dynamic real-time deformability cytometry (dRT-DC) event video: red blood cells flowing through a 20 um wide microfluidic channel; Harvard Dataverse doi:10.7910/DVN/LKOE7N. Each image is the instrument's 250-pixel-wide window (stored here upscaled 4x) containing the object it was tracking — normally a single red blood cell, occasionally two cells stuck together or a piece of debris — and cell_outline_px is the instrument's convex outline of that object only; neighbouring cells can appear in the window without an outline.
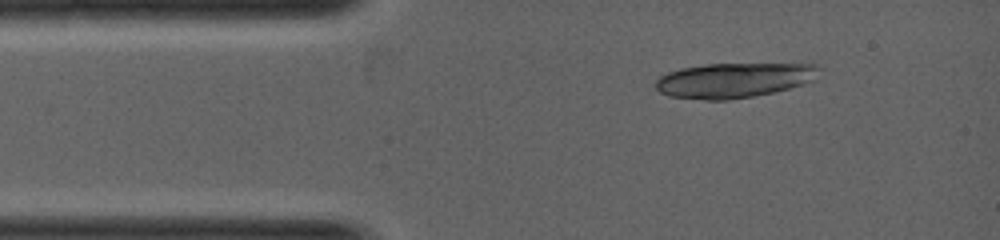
{"species": "common noctule bat (a hibernating species)", "species_latin": "Nyctalus noctula", "temperature_condition": "warm", "stored_images_in_passage": 2, "camera_frame_rate_fps": 5000, "um_per_image_px": 0.085, "animal": {"sex": "female", "body_mass_g": 19.0, "forearm_length_mm": 53.3}, "frame": {"image": 1, "passage_image": 2, "time_ms": 0.6, "image_size_px": [1000, 240], "cell_outline_px": [[820, 68], [812, 80], [776, 92], [728, 100], [704, 100], [668, 96], [660, 92], [656, 88], [656, 80], [660, 76], [668, 72], [680, 68], [704, 64], [820, 64]], "centroid_in_image_um": [62.33, 6.82], "position_along_channel_um": 22.7, "area_um2": 33.12}}